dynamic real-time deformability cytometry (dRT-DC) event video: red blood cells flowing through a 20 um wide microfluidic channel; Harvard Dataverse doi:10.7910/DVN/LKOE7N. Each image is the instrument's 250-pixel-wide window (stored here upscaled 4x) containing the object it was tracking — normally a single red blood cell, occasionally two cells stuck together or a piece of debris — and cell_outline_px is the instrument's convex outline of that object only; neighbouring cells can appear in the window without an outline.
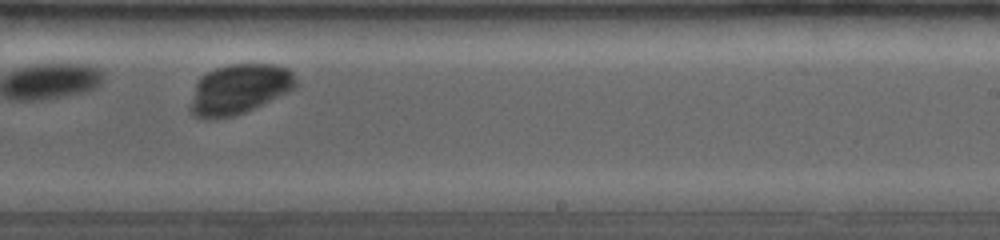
{"species": "common noctule bat (a hibernating species)", "species_latin": "Nyctalus noctula", "temperature_condition": "room temperature", "stored_images_in_passage": 17, "camera_frame_rate_fps": 4000, "um_per_image_px": 0.085, "animal": {"sex": "female", "body_mass_g": 19.0, "forearm_length_mm": 53.3}, "frame": {"image": 1, "passage_image": 12, "time_ms": 6.25, "image_size_px": [1000, 240], "cell_outline_px": [[296, 84], [288, 92], [244, 112], [232, 116], [212, 120], [204, 120], [192, 116], [188, 108], [196, 84], [200, 76], [216, 68], [228, 64], [276, 64], [288, 68], [292, 72], [296, 80]], "centroid_in_image_um": [20.27, 7.59], "position_along_channel_um": 268.7, "area_um2": 30.81}}